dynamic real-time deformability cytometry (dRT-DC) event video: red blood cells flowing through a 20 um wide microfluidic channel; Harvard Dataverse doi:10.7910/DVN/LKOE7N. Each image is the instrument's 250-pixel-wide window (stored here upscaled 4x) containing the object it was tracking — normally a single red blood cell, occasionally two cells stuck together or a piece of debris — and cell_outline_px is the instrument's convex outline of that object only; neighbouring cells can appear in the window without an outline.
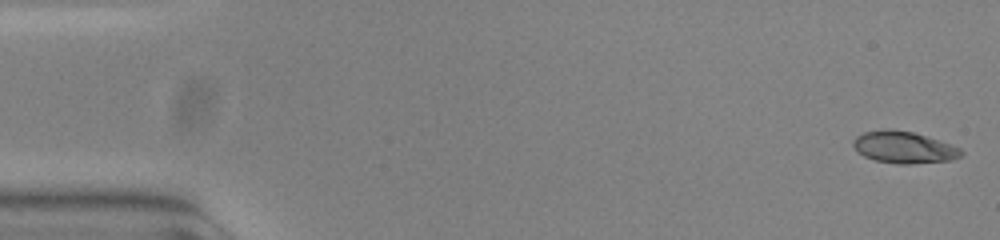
{"species": "common noctule bat (a hibernating species)", "species_latin": "Nyctalus noctula", "temperature_condition": "warm", "stored_images_in_passage": 16, "camera_frame_rate_fps": 3000, "um_per_image_px": 0.085, "animal": {"sex": "female", "body_mass_g": 23.0, "forearm_length_mm": 53.4}, "frame": {"image": 1, "passage_image": 1, "time_ms": 0.0, "image_size_px": [1000, 240], "cell_outline_px": [[964, 152], [960, 156], [952, 160], [912, 164], [896, 164], [876, 160], [864, 156], [856, 152], [852, 144], [852, 140], [856, 136], [864, 132], [912, 132], [960, 148]], "centroid_in_image_um": [76.81, 12.58], "position_along_channel_um": 8.2, "area_um2": 19.25}}